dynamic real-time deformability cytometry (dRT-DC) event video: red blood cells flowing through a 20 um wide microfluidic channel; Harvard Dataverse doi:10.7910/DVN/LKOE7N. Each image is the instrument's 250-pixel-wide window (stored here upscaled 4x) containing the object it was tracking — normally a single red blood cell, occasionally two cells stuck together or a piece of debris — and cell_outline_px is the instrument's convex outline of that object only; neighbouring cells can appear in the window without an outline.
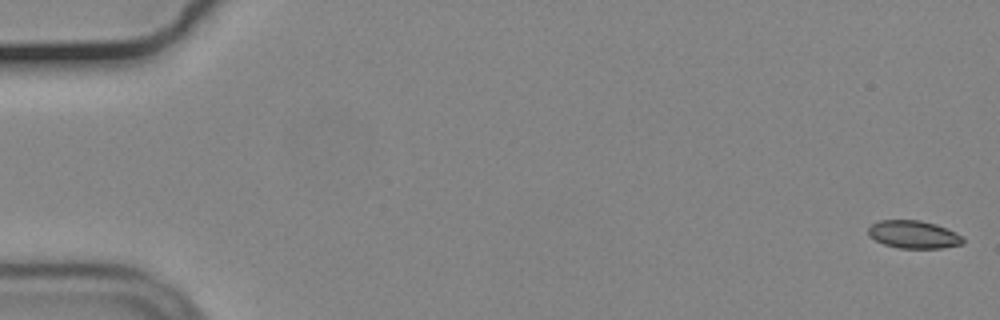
{"species": "common noctule bat (a hibernating species)", "species_latin": "Nyctalus noctula", "temperature_condition": "cold", "stored_images_in_passage": 56, "camera_frame_rate_fps": 3000, "um_per_image_px": 0.085, "animal": {"sex": "male", "body_mass_g": 19.2, "forearm_length_mm": 51.8}, "frame": {"image": 1, "passage_image": 1, "time_ms": 0.0, "image_size_px": [1000, 320], "cell_outline_px": [[964, 244], [940, 248], [900, 248], [884, 244], [868, 236], [868, 228], [872, 224], [880, 220], [920, 220], [936, 224], [956, 232], [964, 236]], "centroid_in_image_um": [77.68, 19.93], "position_along_channel_um": 7.3, "area_um2": 15.43}}
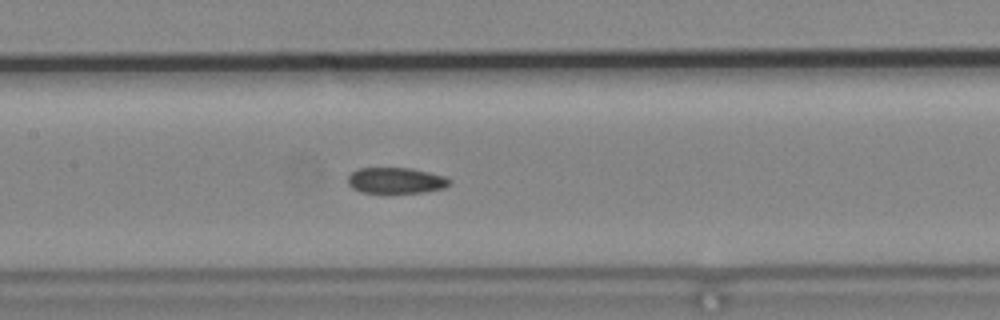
{"frame": {"image": 2, "passage_image": 27, "time_ms": 8.667, "image_size_px": [1000, 320], "cell_outline_px": [[452, 184], [444, 188], [424, 192], [360, 192], [352, 188], [348, 184], [348, 176], [352, 172], [360, 168], [408, 168], [428, 172], [444, 176], [452, 180]], "centroid_in_image_um": [33.67, 15.34], "position_along_channel_um": 173.7, "area_um2": 15.26}}
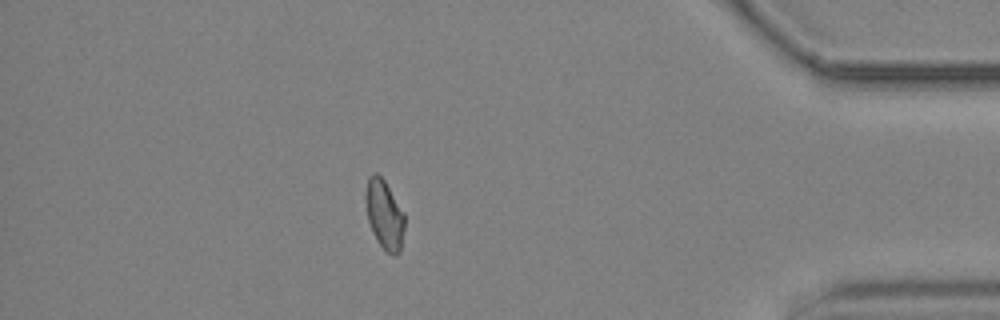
{"frame": {"image": 3, "passage_image": 49, "time_ms": 16.0, "image_size_px": [1000, 320], "cell_outline_px": [[404, 228], [400, 252], [396, 256], [392, 256], [376, 240], [372, 232], [368, 220], [364, 196], [368, 176], [376, 172], [384, 180], [404, 212]], "centroid_in_image_um": [32.66, 18.23], "position_along_channel_um": 402.5, "area_um2": 15.78}, "authors_computed_cell_mechanics": {"area_um2": 15.9239, "velocity_mm_per_s": 3.6957, "shape_relaxation_time_tau1_ms": null, "shape_relaxation_time_tau2_ms": 3.056, "deformation_change_tau1": null, "deformation_change_tau2": 0.0844}}